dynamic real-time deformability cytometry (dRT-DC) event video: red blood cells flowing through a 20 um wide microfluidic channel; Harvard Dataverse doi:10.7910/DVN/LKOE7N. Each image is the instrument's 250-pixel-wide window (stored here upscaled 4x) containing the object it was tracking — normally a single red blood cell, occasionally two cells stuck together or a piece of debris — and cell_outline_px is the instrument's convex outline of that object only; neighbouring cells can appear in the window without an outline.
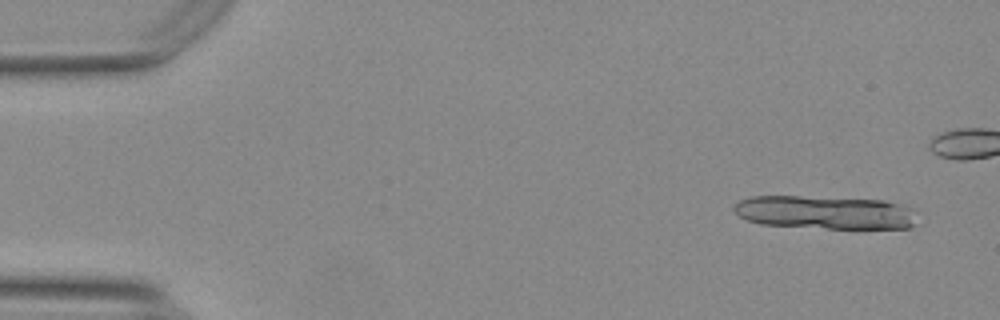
{"species": "Egyptian fruit bat (a non-hibernating species)", "species_latin": "Rousettus aegyptiacus", "temperature_condition": "warm", "stored_images_in_passage": 13, "camera_frame_rate_fps": 3000, "um_per_image_px": 0.085, "animal": {"sex": "female"}, "frame": {"image": 1, "passage_image": 3, "time_ms": 0.667, "image_size_px": [1000, 320], "cell_outline_px": [[916, 224], [912, 228], [828, 228], [760, 224], [748, 220], [740, 216], [732, 208], [740, 200], [748, 196], [800, 196], [884, 200], [908, 208]], "centroid_in_image_um": [70.06, 18.05], "position_along_channel_um": 14.9, "area_um2": 35.14}}